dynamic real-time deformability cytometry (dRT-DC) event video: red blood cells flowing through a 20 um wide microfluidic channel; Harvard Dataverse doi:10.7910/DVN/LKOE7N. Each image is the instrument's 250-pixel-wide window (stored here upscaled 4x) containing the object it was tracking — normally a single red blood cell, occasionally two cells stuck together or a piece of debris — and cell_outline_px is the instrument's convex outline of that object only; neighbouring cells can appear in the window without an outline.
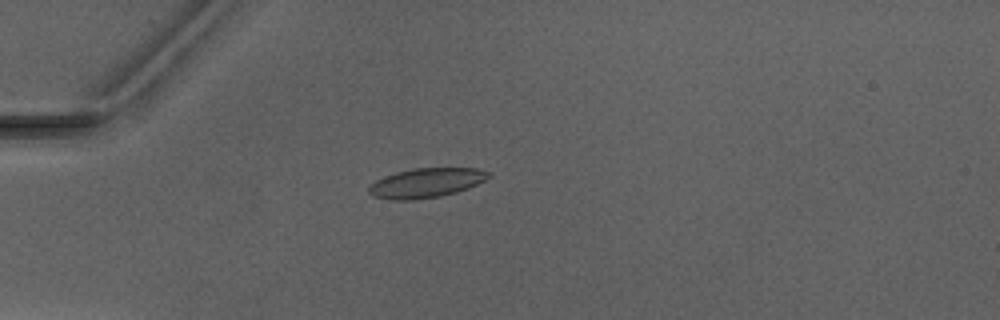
{"species": "Egyptian fruit bat (a non-hibernating species)", "species_latin": "Rousettus aegyptiacus", "temperature_condition": "warm", "stored_images_in_passage": 4, "camera_frame_rate_fps": 3000, "um_per_image_px": 0.085, "animal": {"sex": "male"}, "frame": {"image": 1, "passage_image": 4, "time_ms": 3.667, "image_size_px": [1000, 320], "cell_outline_px": [[492, 176], [468, 188], [456, 192], [440, 196], [412, 200], [392, 200], [372, 196], [368, 192], [368, 188], [376, 180], [396, 172], [412, 168], [476, 168], [492, 172]], "centroid_in_image_um": [36.24, 15.54], "position_along_channel_um": 48.8, "area_um2": 20.58}}